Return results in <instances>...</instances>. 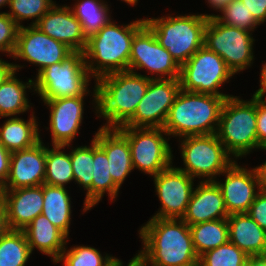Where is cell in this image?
Listing matches in <instances>:
<instances>
[{
  "label": "cell",
  "instance_id": "cell-20",
  "mask_svg": "<svg viewBox=\"0 0 266 266\" xmlns=\"http://www.w3.org/2000/svg\"><path fill=\"white\" fill-rule=\"evenodd\" d=\"M9 229L23 230L42 213L43 185L1 190Z\"/></svg>",
  "mask_w": 266,
  "mask_h": 266
},
{
  "label": "cell",
  "instance_id": "cell-23",
  "mask_svg": "<svg viewBox=\"0 0 266 266\" xmlns=\"http://www.w3.org/2000/svg\"><path fill=\"white\" fill-rule=\"evenodd\" d=\"M229 241L249 257L263 256L266 251V230L262 229L247 213L227 217Z\"/></svg>",
  "mask_w": 266,
  "mask_h": 266
},
{
  "label": "cell",
  "instance_id": "cell-32",
  "mask_svg": "<svg viewBox=\"0 0 266 266\" xmlns=\"http://www.w3.org/2000/svg\"><path fill=\"white\" fill-rule=\"evenodd\" d=\"M51 146V149L46 146L44 184L66 187L68 183L74 180L70 151L68 154L64 152V148H66L67 145Z\"/></svg>",
  "mask_w": 266,
  "mask_h": 266
},
{
  "label": "cell",
  "instance_id": "cell-2",
  "mask_svg": "<svg viewBox=\"0 0 266 266\" xmlns=\"http://www.w3.org/2000/svg\"><path fill=\"white\" fill-rule=\"evenodd\" d=\"M151 76L131 71L114 72L96 80L93 102L97 117H103V128L124 126L133 116L144 97Z\"/></svg>",
  "mask_w": 266,
  "mask_h": 266
},
{
  "label": "cell",
  "instance_id": "cell-21",
  "mask_svg": "<svg viewBox=\"0 0 266 266\" xmlns=\"http://www.w3.org/2000/svg\"><path fill=\"white\" fill-rule=\"evenodd\" d=\"M229 216L224 198L215 181H199L182 217L188 225L224 219Z\"/></svg>",
  "mask_w": 266,
  "mask_h": 266
},
{
  "label": "cell",
  "instance_id": "cell-38",
  "mask_svg": "<svg viewBox=\"0 0 266 266\" xmlns=\"http://www.w3.org/2000/svg\"><path fill=\"white\" fill-rule=\"evenodd\" d=\"M19 26L6 13L0 12V52L12 58L17 44Z\"/></svg>",
  "mask_w": 266,
  "mask_h": 266
},
{
  "label": "cell",
  "instance_id": "cell-19",
  "mask_svg": "<svg viewBox=\"0 0 266 266\" xmlns=\"http://www.w3.org/2000/svg\"><path fill=\"white\" fill-rule=\"evenodd\" d=\"M42 32L65 44L72 51L86 49L87 39L82 31L81 23L74 16L70 6L55 5L44 14L35 25Z\"/></svg>",
  "mask_w": 266,
  "mask_h": 266
},
{
  "label": "cell",
  "instance_id": "cell-36",
  "mask_svg": "<svg viewBox=\"0 0 266 266\" xmlns=\"http://www.w3.org/2000/svg\"><path fill=\"white\" fill-rule=\"evenodd\" d=\"M56 2L53 0H10V12H6L14 22L22 27L23 20L34 19L29 25H36Z\"/></svg>",
  "mask_w": 266,
  "mask_h": 266
},
{
  "label": "cell",
  "instance_id": "cell-29",
  "mask_svg": "<svg viewBox=\"0 0 266 266\" xmlns=\"http://www.w3.org/2000/svg\"><path fill=\"white\" fill-rule=\"evenodd\" d=\"M93 180H92V207L98 205L105 192L110 201L117 198L120 187L113 181L109 173L108 158L105 151L93 138Z\"/></svg>",
  "mask_w": 266,
  "mask_h": 266
},
{
  "label": "cell",
  "instance_id": "cell-22",
  "mask_svg": "<svg viewBox=\"0 0 266 266\" xmlns=\"http://www.w3.org/2000/svg\"><path fill=\"white\" fill-rule=\"evenodd\" d=\"M105 151L109 173L113 181L121 187L129 173L134 170L127 138L117 128L100 127L93 137Z\"/></svg>",
  "mask_w": 266,
  "mask_h": 266
},
{
  "label": "cell",
  "instance_id": "cell-24",
  "mask_svg": "<svg viewBox=\"0 0 266 266\" xmlns=\"http://www.w3.org/2000/svg\"><path fill=\"white\" fill-rule=\"evenodd\" d=\"M31 252L35 248L42 254L51 256L54 264L66 247L68 238L56 228L46 216L40 214L23 229Z\"/></svg>",
  "mask_w": 266,
  "mask_h": 266
},
{
  "label": "cell",
  "instance_id": "cell-34",
  "mask_svg": "<svg viewBox=\"0 0 266 266\" xmlns=\"http://www.w3.org/2000/svg\"><path fill=\"white\" fill-rule=\"evenodd\" d=\"M63 262V266H119L123 261L90 246H74L69 250L65 247L56 264Z\"/></svg>",
  "mask_w": 266,
  "mask_h": 266
},
{
  "label": "cell",
  "instance_id": "cell-46",
  "mask_svg": "<svg viewBox=\"0 0 266 266\" xmlns=\"http://www.w3.org/2000/svg\"><path fill=\"white\" fill-rule=\"evenodd\" d=\"M260 78V88L256 90L253 96H264L266 94V62L262 65Z\"/></svg>",
  "mask_w": 266,
  "mask_h": 266
},
{
  "label": "cell",
  "instance_id": "cell-43",
  "mask_svg": "<svg viewBox=\"0 0 266 266\" xmlns=\"http://www.w3.org/2000/svg\"><path fill=\"white\" fill-rule=\"evenodd\" d=\"M23 68L18 64L8 63L0 58V85L9 77L14 71H19V69Z\"/></svg>",
  "mask_w": 266,
  "mask_h": 266
},
{
  "label": "cell",
  "instance_id": "cell-27",
  "mask_svg": "<svg viewBox=\"0 0 266 266\" xmlns=\"http://www.w3.org/2000/svg\"><path fill=\"white\" fill-rule=\"evenodd\" d=\"M15 75L16 71L0 85V118L16 117L32 108L27 98L26 89L35 88L34 80L29 78L28 82L23 83Z\"/></svg>",
  "mask_w": 266,
  "mask_h": 266
},
{
  "label": "cell",
  "instance_id": "cell-9",
  "mask_svg": "<svg viewBox=\"0 0 266 266\" xmlns=\"http://www.w3.org/2000/svg\"><path fill=\"white\" fill-rule=\"evenodd\" d=\"M252 35V32L227 26L211 17L204 30V46L218 54L235 75L253 63L255 39Z\"/></svg>",
  "mask_w": 266,
  "mask_h": 266
},
{
  "label": "cell",
  "instance_id": "cell-15",
  "mask_svg": "<svg viewBox=\"0 0 266 266\" xmlns=\"http://www.w3.org/2000/svg\"><path fill=\"white\" fill-rule=\"evenodd\" d=\"M72 52L68 46L48 36L35 25H29L19 27L12 58L38 65V75L46 67L62 62Z\"/></svg>",
  "mask_w": 266,
  "mask_h": 266
},
{
  "label": "cell",
  "instance_id": "cell-31",
  "mask_svg": "<svg viewBox=\"0 0 266 266\" xmlns=\"http://www.w3.org/2000/svg\"><path fill=\"white\" fill-rule=\"evenodd\" d=\"M71 150L70 160L74 181L87 191L83 206L85 213L92 208L93 139L90 146H77Z\"/></svg>",
  "mask_w": 266,
  "mask_h": 266
},
{
  "label": "cell",
  "instance_id": "cell-16",
  "mask_svg": "<svg viewBox=\"0 0 266 266\" xmlns=\"http://www.w3.org/2000/svg\"><path fill=\"white\" fill-rule=\"evenodd\" d=\"M224 182L215 180L219 186L228 214L247 213L259 192L254 168L246 169L235 160L224 172ZM257 189V191H256Z\"/></svg>",
  "mask_w": 266,
  "mask_h": 266
},
{
  "label": "cell",
  "instance_id": "cell-1",
  "mask_svg": "<svg viewBox=\"0 0 266 266\" xmlns=\"http://www.w3.org/2000/svg\"><path fill=\"white\" fill-rule=\"evenodd\" d=\"M138 233L143 247L133 258L141 266H198L199 257L184 220L152 217Z\"/></svg>",
  "mask_w": 266,
  "mask_h": 266
},
{
  "label": "cell",
  "instance_id": "cell-48",
  "mask_svg": "<svg viewBox=\"0 0 266 266\" xmlns=\"http://www.w3.org/2000/svg\"><path fill=\"white\" fill-rule=\"evenodd\" d=\"M247 266H266L264 256L249 257Z\"/></svg>",
  "mask_w": 266,
  "mask_h": 266
},
{
  "label": "cell",
  "instance_id": "cell-39",
  "mask_svg": "<svg viewBox=\"0 0 266 266\" xmlns=\"http://www.w3.org/2000/svg\"><path fill=\"white\" fill-rule=\"evenodd\" d=\"M265 96H256V115H257V138L258 146L266 149V100Z\"/></svg>",
  "mask_w": 266,
  "mask_h": 266
},
{
  "label": "cell",
  "instance_id": "cell-41",
  "mask_svg": "<svg viewBox=\"0 0 266 266\" xmlns=\"http://www.w3.org/2000/svg\"><path fill=\"white\" fill-rule=\"evenodd\" d=\"M261 25L266 22V0H241Z\"/></svg>",
  "mask_w": 266,
  "mask_h": 266
},
{
  "label": "cell",
  "instance_id": "cell-10",
  "mask_svg": "<svg viewBox=\"0 0 266 266\" xmlns=\"http://www.w3.org/2000/svg\"><path fill=\"white\" fill-rule=\"evenodd\" d=\"M233 75L218 54L203 46L180 66L179 81L181 89L187 92L230 97L233 95L220 92L219 87Z\"/></svg>",
  "mask_w": 266,
  "mask_h": 266
},
{
  "label": "cell",
  "instance_id": "cell-11",
  "mask_svg": "<svg viewBox=\"0 0 266 266\" xmlns=\"http://www.w3.org/2000/svg\"><path fill=\"white\" fill-rule=\"evenodd\" d=\"M117 129L129 142L134 169L156 176L173 164L172 148L165 137L169 135L163 128L119 127Z\"/></svg>",
  "mask_w": 266,
  "mask_h": 266
},
{
  "label": "cell",
  "instance_id": "cell-17",
  "mask_svg": "<svg viewBox=\"0 0 266 266\" xmlns=\"http://www.w3.org/2000/svg\"><path fill=\"white\" fill-rule=\"evenodd\" d=\"M84 97L75 96L43 101L50 110V127L47 129L51 130L52 145L69 147L76 135L80 133L84 113Z\"/></svg>",
  "mask_w": 266,
  "mask_h": 266
},
{
  "label": "cell",
  "instance_id": "cell-28",
  "mask_svg": "<svg viewBox=\"0 0 266 266\" xmlns=\"http://www.w3.org/2000/svg\"><path fill=\"white\" fill-rule=\"evenodd\" d=\"M189 229L198 257L229 241L227 218L189 225Z\"/></svg>",
  "mask_w": 266,
  "mask_h": 266
},
{
  "label": "cell",
  "instance_id": "cell-51",
  "mask_svg": "<svg viewBox=\"0 0 266 266\" xmlns=\"http://www.w3.org/2000/svg\"><path fill=\"white\" fill-rule=\"evenodd\" d=\"M10 0H0V8L9 6Z\"/></svg>",
  "mask_w": 266,
  "mask_h": 266
},
{
  "label": "cell",
  "instance_id": "cell-30",
  "mask_svg": "<svg viewBox=\"0 0 266 266\" xmlns=\"http://www.w3.org/2000/svg\"><path fill=\"white\" fill-rule=\"evenodd\" d=\"M77 1L70 8L74 16L81 23L82 31L86 39H89L91 36L97 34L112 19L110 17V8L108 7V3L103 0Z\"/></svg>",
  "mask_w": 266,
  "mask_h": 266
},
{
  "label": "cell",
  "instance_id": "cell-14",
  "mask_svg": "<svg viewBox=\"0 0 266 266\" xmlns=\"http://www.w3.org/2000/svg\"><path fill=\"white\" fill-rule=\"evenodd\" d=\"M169 167L154 178L156 194L161 207L153 217L163 219H182L194 190V178L178 167Z\"/></svg>",
  "mask_w": 266,
  "mask_h": 266
},
{
  "label": "cell",
  "instance_id": "cell-4",
  "mask_svg": "<svg viewBox=\"0 0 266 266\" xmlns=\"http://www.w3.org/2000/svg\"><path fill=\"white\" fill-rule=\"evenodd\" d=\"M226 98L181 89L169 110L164 131L179 138L215 134Z\"/></svg>",
  "mask_w": 266,
  "mask_h": 266
},
{
  "label": "cell",
  "instance_id": "cell-6",
  "mask_svg": "<svg viewBox=\"0 0 266 266\" xmlns=\"http://www.w3.org/2000/svg\"><path fill=\"white\" fill-rule=\"evenodd\" d=\"M256 129V96H252L249 101L234 95L226 98L216 134L235 160L246 156L255 148L261 149Z\"/></svg>",
  "mask_w": 266,
  "mask_h": 266
},
{
  "label": "cell",
  "instance_id": "cell-37",
  "mask_svg": "<svg viewBox=\"0 0 266 266\" xmlns=\"http://www.w3.org/2000/svg\"><path fill=\"white\" fill-rule=\"evenodd\" d=\"M220 12L222 15L209 14V18L215 17L220 23L248 32H254V29L260 25L241 0H232Z\"/></svg>",
  "mask_w": 266,
  "mask_h": 266
},
{
  "label": "cell",
  "instance_id": "cell-33",
  "mask_svg": "<svg viewBox=\"0 0 266 266\" xmlns=\"http://www.w3.org/2000/svg\"><path fill=\"white\" fill-rule=\"evenodd\" d=\"M31 254L23 230L8 229L0 237V266H25Z\"/></svg>",
  "mask_w": 266,
  "mask_h": 266
},
{
  "label": "cell",
  "instance_id": "cell-26",
  "mask_svg": "<svg viewBox=\"0 0 266 266\" xmlns=\"http://www.w3.org/2000/svg\"><path fill=\"white\" fill-rule=\"evenodd\" d=\"M66 187L43 184L42 215L69 238L71 224V200Z\"/></svg>",
  "mask_w": 266,
  "mask_h": 266
},
{
  "label": "cell",
  "instance_id": "cell-18",
  "mask_svg": "<svg viewBox=\"0 0 266 266\" xmlns=\"http://www.w3.org/2000/svg\"><path fill=\"white\" fill-rule=\"evenodd\" d=\"M38 142L31 148L11 152L10 171L1 190H14L44 184L46 146Z\"/></svg>",
  "mask_w": 266,
  "mask_h": 266
},
{
  "label": "cell",
  "instance_id": "cell-8",
  "mask_svg": "<svg viewBox=\"0 0 266 266\" xmlns=\"http://www.w3.org/2000/svg\"><path fill=\"white\" fill-rule=\"evenodd\" d=\"M184 168L189 176L215 181L235 161L225 150L217 134L186 136L179 138ZM231 157V158H230ZM206 178V179H205Z\"/></svg>",
  "mask_w": 266,
  "mask_h": 266
},
{
  "label": "cell",
  "instance_id": "cell-49",
  "mask_svg": "<svg viewBox=\"0 0 266 266\" xmlns=\"http://www.w3.org/2000/svg\"><path fill=\"white\" fill-rule=\"evenodd\" d=\"M124 262H122L119 266H124L123 265ZM127 266H141L134 258H132L131 260H129Z\"/></svg>",
  "mask_w": 266,
  "mask_h": 266
},
{
  "label": "cell",
  "instance_id": "cell-40",
  "mask_svg": "<svg viewBox=\"0 0 266 266\" xmlns=\"http://www.w3.org/2000/svg\"><path fill=\"white\" fill-rule=\"evenodd\" d=\"M247 214L264 230H266V192L260 191L251 204Z\"/></svg>",
  "mask_w": 266,
  "mask_h": 266
},
{
  "label": "cell",
  "instance_id": "cell-7",
  "mask_svg": "<svg viewBox=\"0 0 266 266\" xmlns=\"http://www.w3.org/2000/svg\"><path fill=\"white\" fill-rule=\"evenodd\" d=\"M91 76L84 52L73 51L62 62L43 69L34 79V90L41 100L60 99L89 94Z\"/></svg>",
  "mask_w": 266,
  "mask_h": 266
},
{
  "label": "cell",
  "instance_id": "cell-13",
  "mask_svg": "<svg viewBox=\"0 0 266 266\" xmlns=\"http://www.w3.org/2000/svg\"><path fill=\"white\" fill-rule=\"evenodd\" d=\"M180 90L179 79H151L134 116L122 127L163 128Z\"/></svg>",
  "mask_w": 266,
  "mask_h": 266
},
{
  "label": "cell",
  "instance_id": "cell-5",
  "mask_svg": "<svg viewBox=\"0 0 266 266\" xmlns=\"http://www.w3.org/2000/svg\"><path fill=\"white\" fill-rule=\"evenodd\" d=\"M208 14H189L146 18L145 24L152 30L159 44L164 47L179 66L204 46V30Z\"/></svg>",
  "mask_w": 266,
  "mask_h": 266
},
{
  "label": "cell",
  "instance_id": "cell-45",
  "mask_svg": "<svg viewBox=\"0 0 266 266\" xmlns=\"http://www.w3.org/2000/svg\"><path fill=\"white\" fill-rule=\"evenodd\" d=\"M6 221V209L3 200L2 192H0V237L8 230Z\"/></svg>",
  "mask_w": 266,
  "mask_h": 266
},
{
  "label": "cell",
  "instance_id": "cell-44",
  "mask_svg": "<svg viewBox=\"0 0 266 266\" xmlns=\"http://www.w3.org/2000/svg\"><path fill=\"white\" fill-rule=\"evenodd\" d=\"M254 170L258 180L259 190L266 192V161L260 166L255 167Z\"/></svg>",
  "mask_w": 266,
  "mask_h": 266
},
{
  "label": "cell",
  "instance_id": "cell-35",
  "mask_svg": "<svg viewBox=\"0 0 266 266\" xmlns=\"http://www.w3.org/2000/svg\"><path fill=\"white\" fill-rule=\"evenodd\" d=\"M248 259V255L228 241L202 254L198 266H247Z\"/></svg>",
  "mask_w": 266,
  "mask_h": 266
},
{
  "label": "cell",
  "instance_id": "cell-3",
  "mask_svg": "<svg viewBox=\"0 0 266 266\" xmlns=\"http://www.w3.org/2000/svg\"><path fill=\"white\" fill-rule=\"evenodd\" d=\"M115 23L111 19L97 34L87 39L85 63L95 81L107 74L128 71L134 35L145 21L139 19L127 25Z\"/></svg>",
  "mask_w": 266,
  "mask_h": 266
},
{
  "label": "cell",
  "instance_id": "cell-25",
  "mask_svg": "<svg viewBox=\"0 0 266 266\" xmlns=\"http://www.w3.org/2000/svg\"><path fill=\"white\" fill-rule=\"evenodd\" d=\"M32 112L28 120L10 117L0 127V143L9 151L25 150L41 141L38 122Z\"/></svg>",
  "mask_w": 266,
  "mask_h": 266
},
{
  "label": "cell",
  "instance_id": "cell-42",
  "mask_svg": "<svg viewBox=\"0 0 266 266\" xmlns=\"http://www.w3.org/2000/svg\"><path fill=\"white\" fill-rule=\"evenodd\" d=\"M10 156H11V152H9L0 143V187H2L5 184L9 176Z\"/></svg>",
  "mask_w": 266,
  "mask_h": 266
},
{
  "label": "cell",
  "instance_id": "cell-47",
  "mask_svg": "<svg viewBox=\"0 0 266 266\" xmlns=\"http://www.w3.org/2000/svg\"><path fill=\"white\" fill-rule=\"evenodd\" d=\"M232 0H207L209 6L219 12L231 2Z\"/></svg>",
  "mask_w": 266,
  "mask_h": 266
},
{
  "label": "cell",
  "instance_id": "cell-50",
  "mask_svg": "<svg viewBox=\"0 0 266 266\" xmlns=\"http://www.w3.org/2000/svg\"><path fill=\"white\" fill-rule=\"evenodd\" d=\"M121 1L127 3L128 5L135 6L139 0H121Z\"/></svg>",
  "mask_w": 266,
  "mask_h": 266
},
{
  "label": "cell",
  "instance_id": "cell-12",
  "mask_svg": "<svg viewBox=\"0 0 266 266\" xmlns=\"http://www.w3.org/2000/svg\"><path fill=\"white\" fill-rule=\"evenodd\" d=\"M136 69H147L146 72L152 74L151 79H179L180 76V66L146 24L135 33L132 41L128 71L136 73Z\"/></svg>",
  "mask_w": 266,
  "mask_h": 266
}]
</instances>
